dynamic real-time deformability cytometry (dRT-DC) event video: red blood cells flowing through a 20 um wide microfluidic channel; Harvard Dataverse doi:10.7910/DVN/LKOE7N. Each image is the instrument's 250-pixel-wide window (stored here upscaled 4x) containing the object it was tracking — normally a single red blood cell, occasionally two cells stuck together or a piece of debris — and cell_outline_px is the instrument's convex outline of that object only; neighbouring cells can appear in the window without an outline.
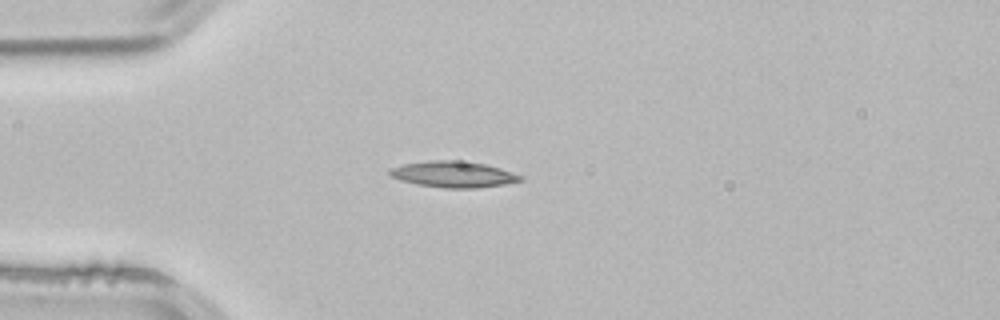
{"species": "common noctule bat (a hibernating species)", "species_latin": "Nyctalus noctula", "temperature_condition": "room temperature", "stored_images_in_passage": 1, "camera_frame_rate_fps": 3000, "um_per_image_px": 0.085, "animal": {"sex": "male", "body_mass_g": 21.5, "forearm_length_mm": 52.0}, "frame": {"image": 1, "passage_image": 1, "time_ms": 0.0, "image_size_px": [1000, 320], "cell_outline_px": [[524, 180], [504, 184], [476, 188], [444, 188], [416, 184], [400, 180], [392, 176], [388, 172], [388, 168], [404, 164], [428, 160], [456, 160], [484, 164], [500, 168], [524, 176]], "centroid_in_image_um": [38.53, 14.81], "position_along_channel_um": 46.5, "area_um2": 19.94}}